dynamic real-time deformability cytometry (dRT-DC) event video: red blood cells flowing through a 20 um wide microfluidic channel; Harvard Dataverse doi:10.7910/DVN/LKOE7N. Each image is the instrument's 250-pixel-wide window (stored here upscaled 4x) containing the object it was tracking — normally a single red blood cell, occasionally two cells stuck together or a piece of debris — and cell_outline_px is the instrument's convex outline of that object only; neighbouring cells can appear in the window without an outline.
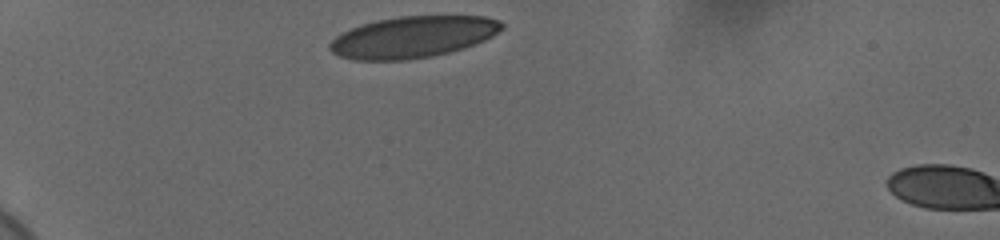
{"species": "human", "species_latin": "Homo sapiens", "temperature_condition": "cold", "stored_images_in_passage": 3, "camera_frame_rate_fps": 3000, "um_per_image_px": 0.085, "donor": {"sex": "female"}, "frame": {"image": 1, "passage_image": 1, "time_ms": 0.0, "image_size_px": [1000, 240], "cell_outline_px": [[504, 28], [492, 36], [484, 40], [464, 48], [432, 56], [404, 60], [352, 60], [340, 56], [332, 52], [328, 48], [328, 44], [336, 36], [360, 24], [376, 20], [400, 16], [484, 16], [500, 20], [504, 24]], "centroid_in_image_um": [35.09, 3.14], "position_along_channel_um": 49.9, "area_um2": 41.62}}